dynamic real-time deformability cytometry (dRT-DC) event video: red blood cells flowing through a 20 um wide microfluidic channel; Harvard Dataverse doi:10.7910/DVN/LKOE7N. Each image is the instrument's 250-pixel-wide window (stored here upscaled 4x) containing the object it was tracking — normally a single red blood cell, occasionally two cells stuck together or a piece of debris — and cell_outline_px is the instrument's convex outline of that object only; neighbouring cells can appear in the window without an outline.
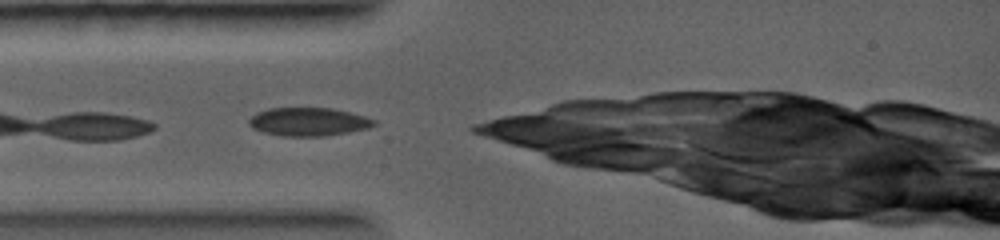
{"species": "common noctule bat (a hibernating species)", "species_latin": "Nyctalus noctula", "temperature_condition": "warm", "stored_images_in_passage": 11, "camera_frame_rate_fps": 5000, "um_per_image_px": 0.085, "animal": {"sex": "female", "body_mass_g": 19.0, "forearm_length_mm": 56.7}, "frame": {"image": 1, "passage_image": 1, "time_ms": 0.0, "image_size_px": [1000, 240], "cell_outline_px": [[376, 124], [368, 128], [348, 132], [324, 136], [280, 136], [264, 132], [252, 128], [248, 124], [248, 120], [256, 112], [268, 108], [332, 108], [364, 116], [376, 120]], "centroid_in_image_um": [26.19, 10.35], "position_along_channel_um": 58.8, "area_um2": 20.63}}